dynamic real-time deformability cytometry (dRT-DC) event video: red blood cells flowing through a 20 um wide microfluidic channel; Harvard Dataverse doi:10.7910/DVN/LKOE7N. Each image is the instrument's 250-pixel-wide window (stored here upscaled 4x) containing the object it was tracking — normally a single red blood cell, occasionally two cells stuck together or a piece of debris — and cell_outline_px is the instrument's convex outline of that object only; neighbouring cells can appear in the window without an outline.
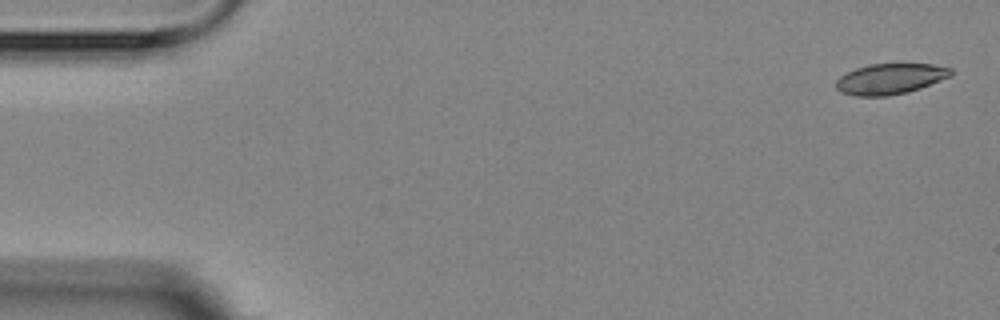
{"species": "Egyptian fruit bat (a non-hibernating species)", "species_latin": "Rousettus aegyptiacus", "temperature_condition": "room temperature", "stored_images_in_passage": 6, "camera_frame_rate_fps": 3000, "um_per_image_px": 0.085, "animal": {"sex": "female"}, "frame": {"image": 1, "passage_image": 1, "time_ms": 0.0, "image_size_px": [1000, 320], "cell_outline_px": [[952, 76], [920, 88], [908, 92], [888, 96], [856, 96], [840, 92], [836, 88], [836, 80], [840, 76], [856, 68], [868, 64], [932, 64], [952, 68]], "centroid_in_image_um": [75.67, 6.7], "position_along_channel_um": 9.3, "area_um2": 20.58}}
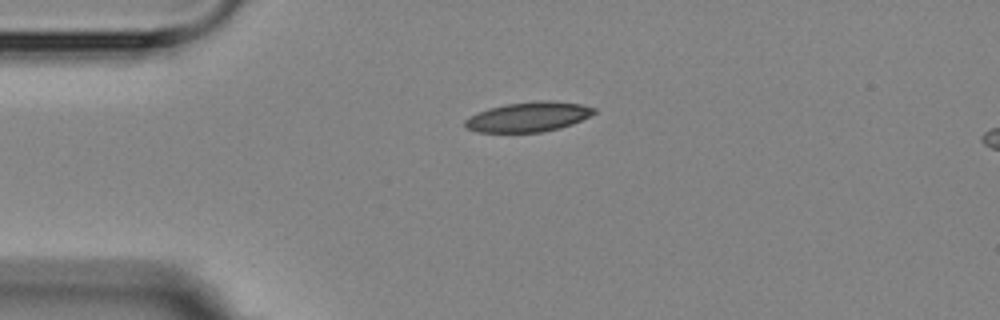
{"frame": {"image": 2, "passage_image": 4, "time_ms": 3.667, "image_size_px": [1000, 320], "cell_outline_px": [[596, 112], [572, 124], [560, 128], [544, 132], [476, 132], [468, 128], [464, 124], [464, 120], [468, 116], [488, 108], [504, 104], [536, 100], [556, 100], [580, 104], [596, 108]], "centroid_in_image_um": [44.9, 9.92], "position_along_channel_um": 40.1, "area_um2": 22.6}}